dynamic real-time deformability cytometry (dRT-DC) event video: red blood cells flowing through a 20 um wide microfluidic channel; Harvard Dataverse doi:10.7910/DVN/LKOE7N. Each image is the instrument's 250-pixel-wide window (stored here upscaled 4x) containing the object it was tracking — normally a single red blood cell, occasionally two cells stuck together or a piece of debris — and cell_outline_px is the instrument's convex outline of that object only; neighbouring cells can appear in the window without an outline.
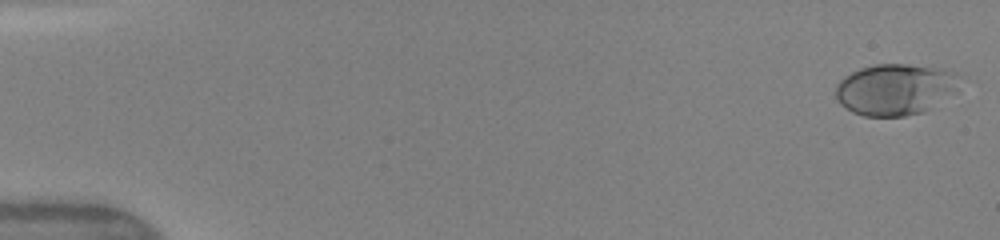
{"species": "human", "species_latin": "Homo sapiens", "temperature_condition": "warm", "stored_images_in_passage": 49, "camera_frame_rate_fps": 3000, "um_per_image_px": 0.085, "donor": {"sex": "female"}, "frame": {"image": 1, "passage_image": 1, "time_ms": 0.0, "image_size_px": [1000, 240], "cell_outline_px": [[960, 76], [956, 92], [924, 112], [904, 116], [864, 116], [852, 112], [840, 104], [836, 96], [836, 84], [844, 76], [860, 68], [872, 64], [908, 64], [944, 68], [956, 72]], "centroid_in_image_um": [76.11, 7.58], "position_along_channel_um": 8.9, "area_um2": 37.45}}
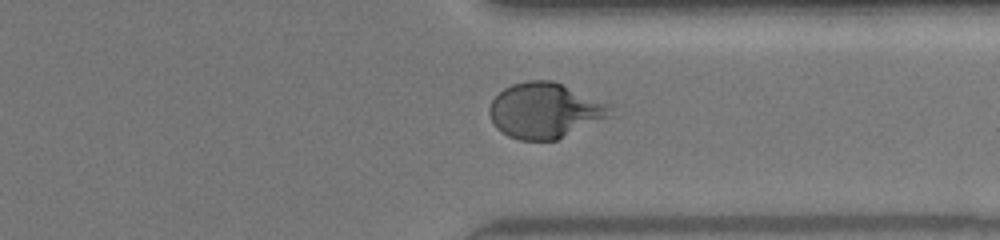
{"frame": {"image": 2, "passage_image": 38, "time_ms": 12.333, "image_size_px": [1000, 240], "cell_outline_px": [[620, 116], [556, 140], [520, 140], [508, 136], [496, 128], [488, 112], [488, 108], [492, 100], [504, 88], [512, 84], [528, 80], [552, 80], [608, 104]], "centroid_in_image_um": [46.4, 9.42], "position_along_channel_um": 365.0, "area_um2": 39.71}}
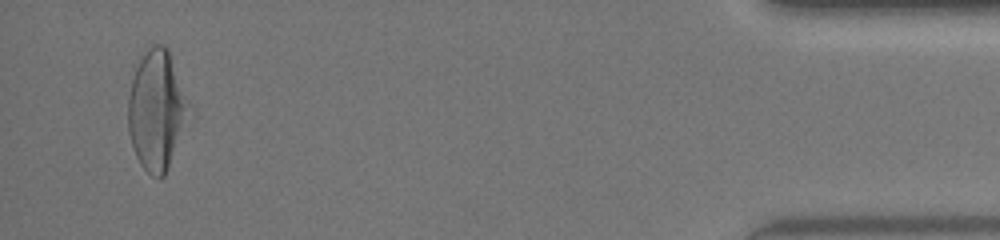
{"frame": {"image": 3, "passage_image": 47, "time_ms": 15.333, "image_size_px": [1000, 240], "cell_outline_px": [[192, 108], [168, 168], [164, 176], [160, 180], [152, 176], [140, 164], [136, 156], [128, 132], [128, 96], [132, 80], [136, 68], [140, 60], [148, 48], [156, 44], [164, 44], [168, 48]], "centroid_in_image_um": [13.33, 9.37], "position_along_channel_um": 421.9, "area_um2": 42.31}, "authors_computed_cell_mechanics": {"area_um2": 36.8764, "velocity_mm_per_s": 4.171, "shape_relaxation_time_tau1_ms": 6.097, "shape_relaxation_time_tau2_ms": null, "deformation_change_tau1": 0.235, "deformation_change_tau2": null}}